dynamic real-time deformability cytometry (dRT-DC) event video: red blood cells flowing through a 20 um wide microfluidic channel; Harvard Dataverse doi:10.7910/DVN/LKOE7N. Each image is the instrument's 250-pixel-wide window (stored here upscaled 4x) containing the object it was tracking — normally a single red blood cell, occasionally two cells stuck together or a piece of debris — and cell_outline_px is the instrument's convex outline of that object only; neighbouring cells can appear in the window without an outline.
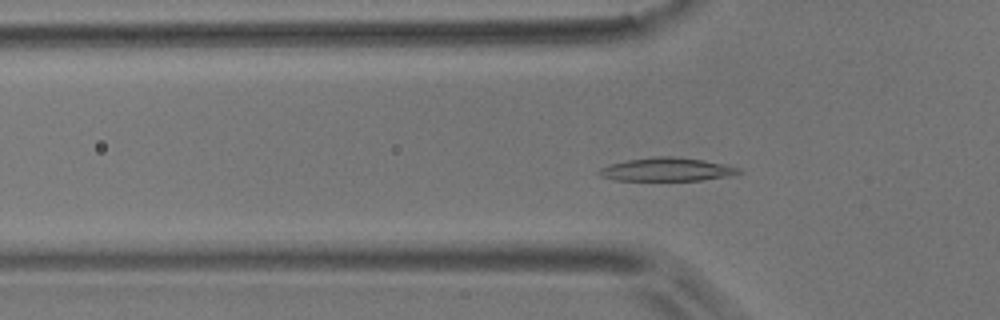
{"species": "common noctule bat (a hibernating species)", "species_latin": "Nyctalus noctula", "temperature_condition": "room temperature", "stored_images_in_passage": 55, "camera_frame_rate_fps": 3000, "um_per_image_px": 0.085, "animal": {"sex": "male", "body_mass_g": 17.9}, "frame": {"image": 1, "passage_image": 17, "time_ms": 5.333, "image_size_px": [1000, 320], "cell_outline_px": [[744, 172], [724, 176], [700, 180], [616, 180], [600, 176], [596, 172], [600, 168], [612, 164], [628, 160], [656, 156], [672, 156], [704, 160], [740, 168]], "centroid_in_image_um": [56.65, 14.4], "position_along_channel_um": 69.1, "area_um2": 18.73}}
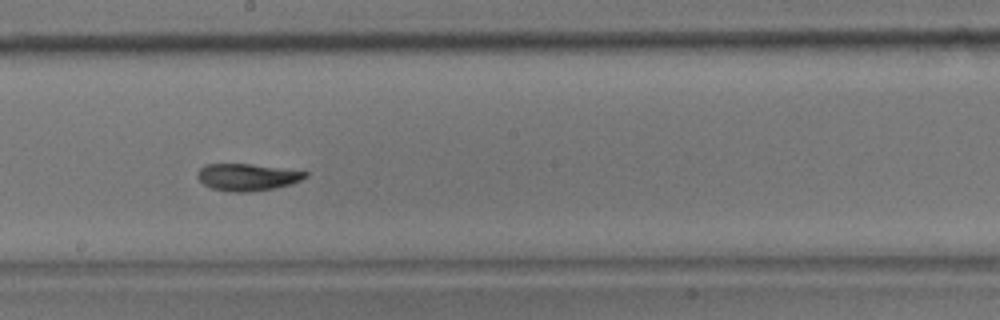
{"frame": {"image": 2, "passage_image": 30, "time_ms": 9.667, "image_size_px": [1000, 320], "cell_outline_px": [[308, 176], [292, 184], [272, 188], [248, 192], [232, 192], [212, 188], [204, 184], [196, 176], [196, 172], [204, 164], [252, 164], [308, 172]], "centroid_in_image_um": [20.99, 15.05], "position_along_channel_um": 227.2, "area_um2": 16.88}}
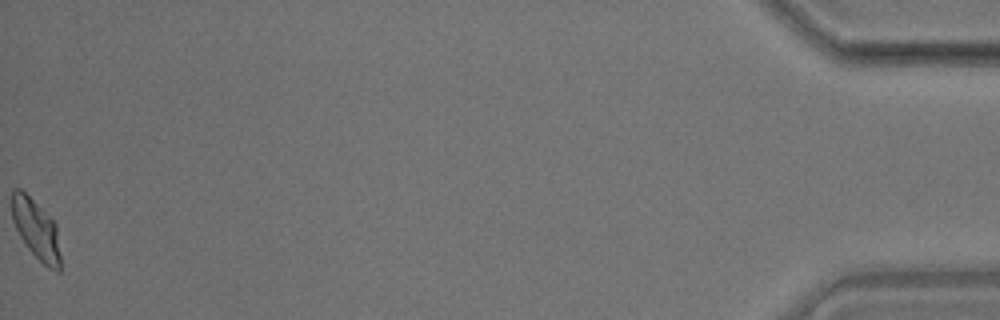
{"frame": {"image": 3, "passage_image": 55, "time_ms": 18.0, "image_size_px": [1000, 320], "cell_outline_px": [[60, 272], [56, 272], [48, 268], [28, 248], [20, 236], [12, 220], [12, 192], [16, 188], [20, 188], [56, 224], [60, 256]], "centroid_in_image_um": [3.07, 19.53], "position_along_channel_um": 432.1, "area_um2": 16.47}, "authors_computed_cell_mechanics": {"area_um2": 17.5134, "velocity_mm_per_s": 3.6485, "shape_relaxation_time_tau1_ms": 3.8402, "shape_relaxation_time_tau2_ms": 2.2071, "deformation_change_tau1": 0.1481, "deformation_change_tau2": 0.0687}}